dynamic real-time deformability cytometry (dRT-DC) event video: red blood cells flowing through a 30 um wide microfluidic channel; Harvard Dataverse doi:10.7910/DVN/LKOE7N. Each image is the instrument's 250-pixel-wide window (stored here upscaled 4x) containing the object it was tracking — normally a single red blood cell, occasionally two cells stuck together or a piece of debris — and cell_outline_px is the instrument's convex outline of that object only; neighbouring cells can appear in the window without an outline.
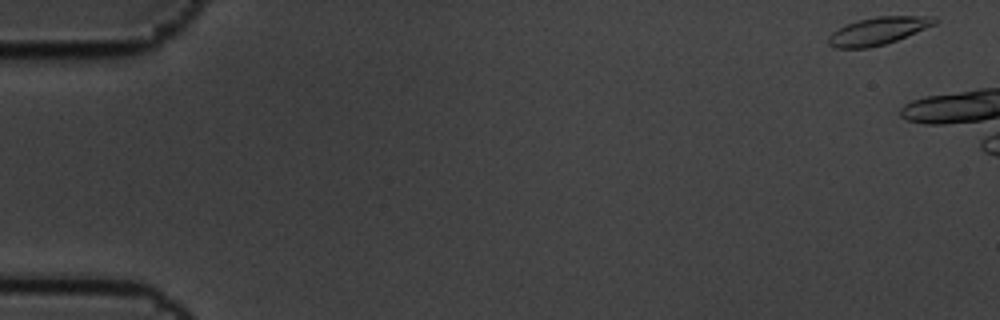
{"species": "common noctule bat (a hibernating species)", "species_latin": "Nyctalus noctula", "temperature_condition": "cold", "stored_images_in_passage": 3, "camera_frame_rate_fps": 3000, "um_per_image_px": 0.085, "animal": {"sex": "male", "body_mass_g": 19.5, "forearm_length_mm": 54.6}, "frame": {"image": 1, "passage_image": 1, "time_ms": 0.0, "image_size_px": [1000, 320], "cell_outline_px": [[940, 20], [936, 24], [896, 40], [884, 44], [868, 48], [836, 48], [828, 44], [828, 36], [832, 32], [848, 24], [860, 20], [876, 16], [932, 16]], "centroid_in_image_um": [74.66, 2.62], "position_along_channel_um": 10.3, "area_um2": 16.88}}